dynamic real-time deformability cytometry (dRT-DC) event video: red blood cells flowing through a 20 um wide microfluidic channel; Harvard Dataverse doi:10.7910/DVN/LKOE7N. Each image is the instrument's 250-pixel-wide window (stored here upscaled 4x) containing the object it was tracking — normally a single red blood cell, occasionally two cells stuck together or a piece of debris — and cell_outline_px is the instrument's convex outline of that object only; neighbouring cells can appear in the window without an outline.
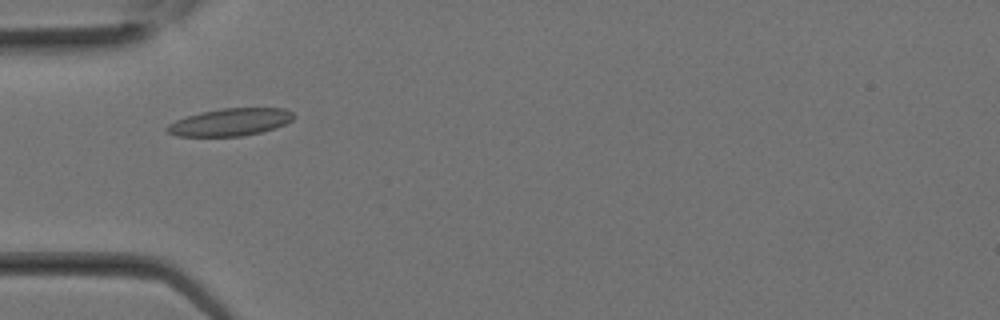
{"species": "Egyptian fruit bat (a non-hibernating species)", "species_latin": "Rousettus aegyptiacus", "temperature_condition": "room temperature", "stored_images_in_passage": 2, "camera_frame_rate_fps": 3000, "um_per_image_px": 0.085, "animal": {"sex": "female"}, "frame": {"image": 1, "passage_image": 2, "time_ms": 0.333, "image_size_px": [1000, 320], "cell_outline_px": [[296, 116], [292, 120], [276, 128], [260, 132], [240, 136], [176, 136], [168, 132], [164, 128], [168, 124], [176, 120], [200, 112], [220, 108], [284, 108], [292, 112]], "centroid_in_image_um": [19.57, 10.37], "position_along_channel_um": 65.4, "area_um2": 20.23}}